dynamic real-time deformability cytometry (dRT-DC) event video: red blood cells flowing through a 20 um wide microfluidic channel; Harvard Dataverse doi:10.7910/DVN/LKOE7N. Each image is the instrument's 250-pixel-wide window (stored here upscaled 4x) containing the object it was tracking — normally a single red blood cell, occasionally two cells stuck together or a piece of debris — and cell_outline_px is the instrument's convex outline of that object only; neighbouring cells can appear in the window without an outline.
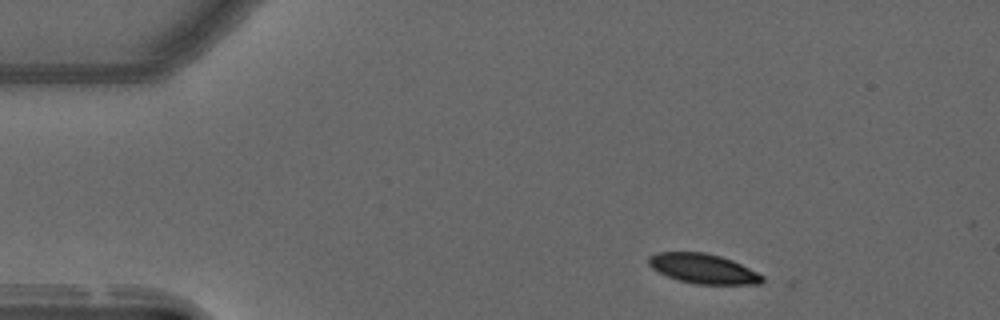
{"species": "common noctule bat (a hibernating species)", "species_latin": "Nyctalus noctula", "temperature_condition": "warm", "stored_images_in_passage": 4, "camera_frame_rate_fps": 3000, "um_per_image_px": 0.085, "animal": {"sex": "male", "forearm_length_mm": 52.5}, "frame": {"image": 1, "passage_image": 1, "time_ms": 0.0, "image_size_px": [1000, 320], "cell_outline_px": [[764, 280], [760, 284], [696, 284], [680, 280], [668, 276], [652, 268], [648, 264], [648, 256], [656, 252], [704, 252], [720, 256], [732, 260], [764, 276]], "centroid_in_image_um": [59.75, 22.83], "position_along_channel_um": 25.2, "area_um2": 19.54}}